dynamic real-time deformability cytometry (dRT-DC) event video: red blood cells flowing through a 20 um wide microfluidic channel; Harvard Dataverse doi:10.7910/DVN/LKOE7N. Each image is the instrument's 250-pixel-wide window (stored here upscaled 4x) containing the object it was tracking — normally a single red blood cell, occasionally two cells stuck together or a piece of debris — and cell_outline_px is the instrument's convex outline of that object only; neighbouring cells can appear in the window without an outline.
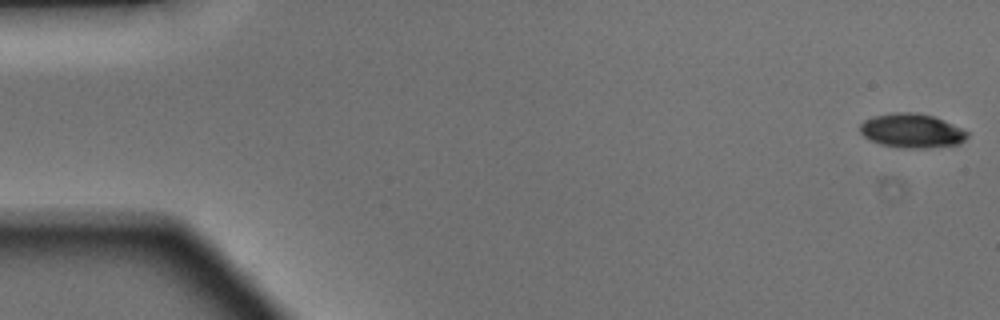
{"species": "Egyptian fruit bat (a non-hibernating species)", "species_latin": "Rousettus aegyptiacus", "temperature_condition": "warm", "stored_images_in_passage": 49, "camera_frame_rate_fps": 3000, "um_per_image_px": 0.085, "animal": {"sex": "male"}, "frame": {"image": 1, "passage_image": 1, "time_ms": 0.0, "image_size_px": [1000, 320], "cell_outline_px": [[968, 136], [960, 144], [924, 148], [904, 148], [880, 144], [864, 136], [860, 132], [860, 124], [864, 120], [872, 116], [892, 112], [916, 112], [932, 116], [960, 128], [968, 132]], "centroid_in_image_um": [77.47, 11.11], "position_along_channel_um": 7.5, "area_um2": 21.21}}
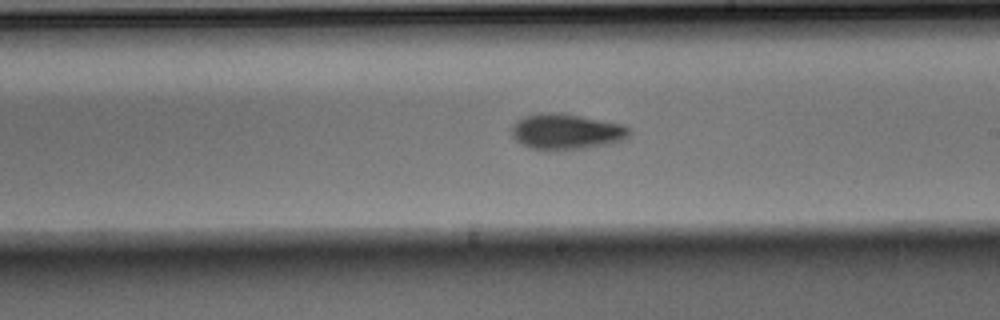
{"frame": {"image": 2, "passage_image": 28, "time_ms": 9.0, "image_size_px": [1000, 320], "cell_outline_px": [[632, 132], [628, 140], [612, 144], [588, 148], [544, 152], [528, 148], [516, 140], [512, 136], [512, 128], [516, 120], [524, 116], [540, 112], [556, 112], [580, 116], [624, 124]], "centroid_in_image_um": [48.16, 11.22], "position_along_channel_um": 240.8, "area_um2": 25.32}}
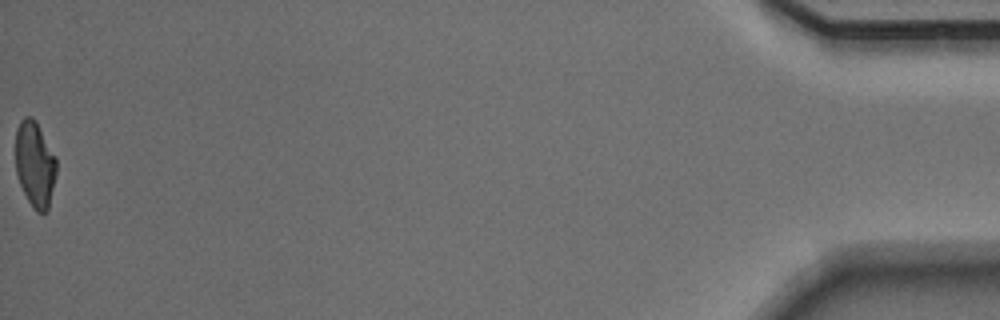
{"frame": {"image": 3, "passage_image": 49, "time_ms": 16.0, "image_size_px": [1000, 320], "cell_outline_px": [[56, 172], [48, 212], [36, 212], [32, 208], [20, 184], [16, 172], [16, 128], [20, 120], [24, 116], [32, 116], [36, 120], [56, 156]], "centroid_in_image_um": [2.97, 13.94], "position_along_channel_um": 432.2, "area_um2": 20.63}, "authors_computed_cell_mechanics": {"area_um2": 22.5998, "velocity_mm_per_s": 4.1606, "shape_relaxation_time_tau1_ms": 2.7108, "shape_relaxation_time_tau2_ms": 4.1783, "deformation_change_tau1": 0.1409, "deformation_change_tau2": 0.1077}}